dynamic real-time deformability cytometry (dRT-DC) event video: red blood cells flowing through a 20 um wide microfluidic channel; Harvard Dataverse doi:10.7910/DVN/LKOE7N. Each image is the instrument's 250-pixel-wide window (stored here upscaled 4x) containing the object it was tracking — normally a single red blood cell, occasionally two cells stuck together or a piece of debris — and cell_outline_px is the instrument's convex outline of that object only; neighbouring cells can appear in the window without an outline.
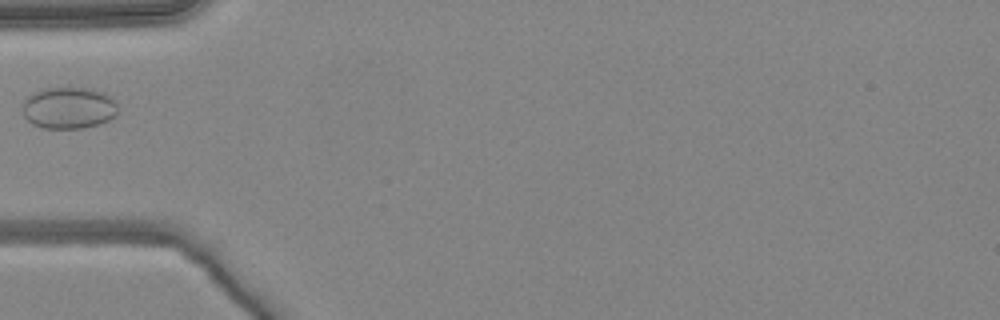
{"species": "common noctule bat (a hibernating species)", "species_latin": "Nyctalus noctula", "temperature_condition": "warm", "stored_images_in_passage": 5, "camera_frame_rate_fps": 3000, "um_per_image_px": 0.085, "animal": {"sex": "female", "body_mass_g": 24.6, "forearm_length_mm": 56.2}, "frame": {"image": 1, "passage_image": 5, "time_ms": 1.333, "image_size_px": [1000, 320], "cell_outline_px": [[116, 116], [100, 124], [84, 128], [44, 128], [32, 124], [24, 116], [24, 100], [32, 92], [40, 88], [92, 88], [104, 92], [112, 96], [116, 100]], "centroid_in_image_um": [5.86, 9.16], "position_along_channel_um": 79.1, "area_um2": 23.41}}